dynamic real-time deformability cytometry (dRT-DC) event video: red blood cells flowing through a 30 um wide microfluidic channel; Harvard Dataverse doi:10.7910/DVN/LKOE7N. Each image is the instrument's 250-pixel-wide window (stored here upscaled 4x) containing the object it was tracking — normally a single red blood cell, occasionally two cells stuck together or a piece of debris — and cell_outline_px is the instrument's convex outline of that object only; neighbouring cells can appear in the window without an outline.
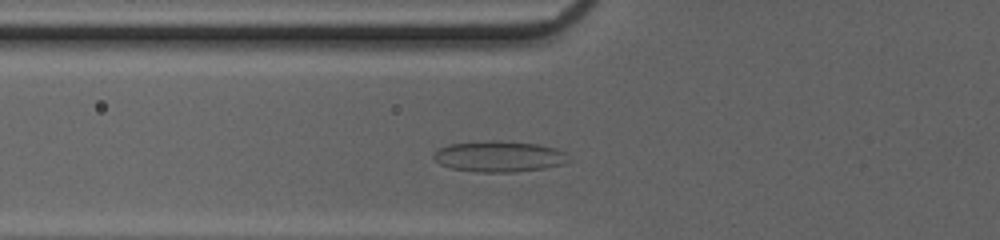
{"species": "common noctule bat (a hibernating species)", "species_latin": "Nyctalus noctula", "temperature_condition": "cold", "stored_images_in_passage": 35, "camera_frame_rate_fps": 3000, "um_per_image_px": 0.085, "animal": {"sex": "female", "body_mass_g": 20.0, "forearm_length_mm": 54.0}, "frame": {"image": 1, "passage_image": 10, "time_ms": 3.0, "image_size_px": [1000, 240], "cell_outline_px": [[568, 160], [564, 164], [544, 168], [512, 172], [476, 172], [448, 168], [440, 164], [432, 156], [440, 148], [448, 144], [484, 140], [500, 140], [536, 144], [556, 148], [564, 152]], "centroid_in_image_um": [42.38, 13.29], "position_along_channel_um": 83.4, "area_um2": 24.39}}
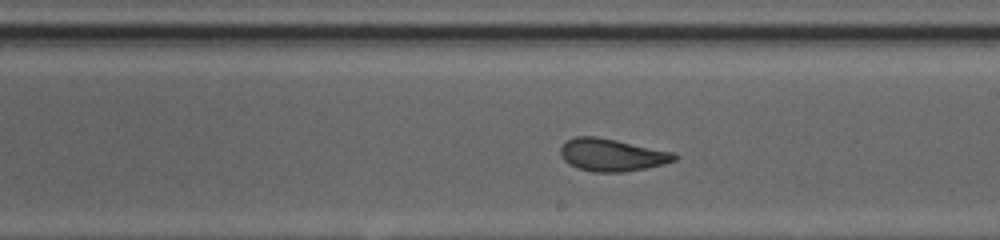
{"frame": {"image": 2, "passage_image": 21, "time_ms": 6.667, "image_size_px": [1000, 240], "cell_outline_px": [[680, 156], [676, 160], [664, 164], [648, 168], [624, 172], [596, 172], [580, 168], [568, 164], [560, 156], [560, 148], [568, 140], [576, 136], [596, 136], [676, 152]], "centroid_in_image_um": [52.07, 13.17], "position_along_channel_um": 236.9, "area_um2": 21.73}}
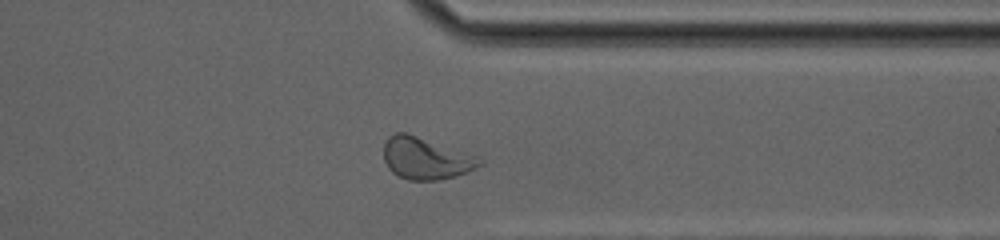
{"frame": {"image": 3, "passage_image": 31, "time_ms": 10.0, "image_size_px": [1000, 240], "cell_outline_px": [[484, 164], [476, 168], [456, 176], [440, 180], [408, 180], [392, 172], [388, 168], [384, 160], [384, 144], [388, 136], [396, 132], [408, 132], [476, 156], [484, 160]], "centroid_in_image_um": [36.18, 13.45], "position_along_channel_um": 375.2, "area_um2": 23.52}, "authors_computed_cell_mechanics": {"area_um2": 22.6576, "velocity_mm_per_s": 4.1802, "shape_relaxation_time_tau1_ms": 10.9781, "shape_relaxation_time_tau2_ms": 1.1109, "deformation_change_tau1": 0.2192, "deformation_change_tau2": 0.0806}}